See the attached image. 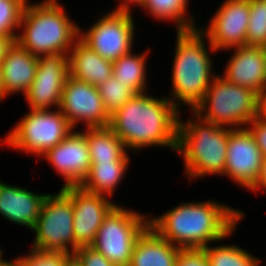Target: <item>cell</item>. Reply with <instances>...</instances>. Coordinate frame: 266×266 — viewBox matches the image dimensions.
Wrapping results in <instances>:
<instances>
[{"label": "cell", "instance_id": "cell-1", "mask_svg": "<svg viewBox=\"0 0 266 266\" xmlns=\"http://www.w3.org/2000/svg\"><path fill=\"white\" fill-rule=\"evenodd\" d=\"M242 216L241 211L217 202H190L150 219L149 223L173 245L177 243L182 249H203L209 241H221L231 235Z\"/></svg>", "mask_w": 266, "mask_h": 266}, {"label": "cell", "instance_id": "cell-2", "mask_svg": "<svg viewBox=\"0 0 266 266\" xmlns=\"http://www.w3.org/2000/svg\"><path fill=\"white\" fill-rule=\"evenodd\" d=\"M178 109L167 98L135 94L111 116L109 127L126 148L166 145L177 150Z\"/></svg>", "mask_w": 266, "mask_h": 266}, {"label": "cell", "instance_id": "cell-3", "mask_svg": "<svg viewBox=\"0 0 266 266\" xmlns=\"http://www.w3.org/2000/svg\"><path fill=\"white\" fill-rule=\"evenodd\" d=\"M17 42L34 56L67 54L79 38V27L72 23L57 0L26 4Z\"/></svg>", "mask_w": 266, "mask_h": 266}, {"label": "cell", "instance_id": "cell-4", "mask_svg": "<svg viewBox=\"0 0 266 266\" xmlns=\"http://www.w3.org/2000/svg\"><path fill=\"white\" fill-rule=\"evenodd\" d=\"M203 38V32L199 28L177 31V47L172 72L173 96L169 100L178 108L183 102L194 109L203 99L212 83L210 80L215 76L214 73L211 75L213 65L206 52ZM173 97L181 102L172 100Z\"/></svg>", "mask_w": 266, "mask_h": 266}, {"label": "cell", "instance_id": "cell-5", "mask_svg": "<svg viewBox=\"0 0 266 266\" xmlns=\"http://www.w3.org/2000/svg\"><path fill=\"white\" fill-rule=\"evenodd\" d=\"M194 116L195 122L179 120L178 124L176 151L184 157L185 172L190 179L207 174L223 175L229 128L207 122L195 113Z\"/></svg>", "mask_w": 266, "mask_h": 266}, {"label": "cell", "instance_id": "cell-6", "mask_svg": "<svg viewBox=\"0 0 266 266\" xmlns=\"http://www.w3.org/2000/svg\"><path fill=\"white\" fill-rule=\"evenodd\" d=\"M257 105L258 94L253 90L214 76L203 99L192 110L207 122L240 129L238 125L250 124L257 117Z\"/></svg>", "mask_w": 266, "mask_h": 266}, {"label": "cell", "instance_id": "cell-7", "mask_svg": "<svg viewBox=\"0 0 266 266\" xmlns=\"http://www.w3.org/2000/svg\"><path fill=\"white\" fill-rule=\"evenodd\" d=\"M150 219L115 205L104 217L90 245L115 266H129L139 236L150 226Z\"/></svg>", "mask_w": 266, "mask_h": 266}, {"label": "cell", "instance_id": "cell-8", "mask_svg": "<svg viewBox=\"0 0 266 266\" xmlns=\"http://www.w3.org/2000/svg\"><path fill=\"white\" fill-rule=\"evenodd\" d=\"M72 129L59 109H31L8 133L3 143L40 156L61 143Z\"/></svg>", "mask_w": 266, "mask_h": 266}, {"label": "cell", "instance_id": "cell-9", "mask_svg": "<svg viewBox=\"0 0 266 266\" xmlns=\"http://www.w3.org/2000/svg\"><path fill=\"white\" fill-rule=\"evenodd\" d=\"M73 217L72 198L63 188L56 195L47 194L32 228L36 233L32 248L73 254L80 247L74 236Z\"/></svg>", "mask_w": 266, "mask_h": 266}, {"label": "cell", "instance_id": "cell-10", "mask_svg": "<svg viewBox=\"0 0 266 266\" xmlns=\"http://www.w3.org/2000/svg\"><path fill=\"white\" fill-rule=\"evenodd\" d=\"M132 19L130 11H112L88 32L81 33L79 28V39L103 59L114 62L131 51L135 25Z\"/></svg>", "mask_w": 266, "mask_h": 266}, {"label": "cell", "instance_id": "cell-11", "mask_svg": "<svg viewBox=\"0 0 266 266\" xmlns=\"http://www.w3.org/2000/svg\"><path fill=\"white\" fill-rule=\"evenodd\" d=\"M59 110L70 125L83 121L87 128L108 127L111 116L107 113L97 86L71 76L64 83Z\"/></svg>", "mask_w": 266, "mask_h": 266}, {"label": "cell", "instance_id": "cell-12", "mask_svg": "<svg viewBox=\"0 0 266 266\" xmlns=\"http://www.w3.org/2000/svg\"><path fill=\"white\" fill-rule=\"evenodd\" d=\"M264 156L257 146L253 135L246 127L229 128L226 166L223 176L227 175L238 184L251 189L258 181Z\"/></svg>", "mask_w": 266, "mask_h": 266}, {"label": "cell", "instance_id": "cell-13", "mask_svg": "<svg viewBox=\"0 0 266 266\" xmlns=\"http://www.w3.org/2000/svg\"><path fill=\"white\" fill-rule=\"evenodd\" d=\"M68 76V54L39 56L34 81L25 93L30 108L43 110L54 105L59 109Z\"/></svg>", "mask_w": 266, "mask_h": 266}, {"label": "cell", "instance_id": "cell-14", "mask_svg": "<svg viewBox=\"0 0 266 266\" xmlns=\"http://www.w3.org/2000/svg\"><path fill=\"white\" fill-rule=\"evenodd\" d=\"M249 14V0H226L212 17L207 31L201 30L208 36L211 50L246 45Z\"/></svg>", "mask_w": 266, "mask_h": 266}, {"label": "cell", "instance_id": "cell-15", "mask_svg": "<svg viewBox=\"0 0 266 266\" xmlns=\"http://www.w3.org/2000/svg\"><path fill=\"white\" fill-rule=\"evenodd\" d=\"M72 198L73 229L76 243L90 246L97 236L104 217L115 206L102 194L84 190L81 186L62 187Z\"/></svg>", "mask_w": 266, "mask_h": 266}, {"label": "cell", "instance_id": "cell-16", "mask_svg": "<svg viewBox=\"0 0 266 266\" xmlns=\"http://www.w3.org/2000/svg\"><path fill=\"white\" fill-rule=\"evenodd\" d=\"M66 180L63 187L80 186L87 178L91 162L85 134L71 132L61 143L42 155Z\"/></svg>", "mask_w": 266, "mask_h": 266}, {"label": "cell", "instance_id": "cell-17", "mask_svg": "<svg viewBox=\"0 0 266 266\" xmlns=\"http://www.w3.org/2000/svg\"><path fill=\"white\" fill-rule=\"evenodd\" d=\"M224 73L225 80L250 88L259 94L266 88L263 47L248 45L237 47Z\"/></svg>", "mask_w": 266, "mask_h": 266}, {"label": "cell", "instance_id": "cell-18", "mask_svg": "<svg viewBox=\"0 0 266 266\" xmlns=\"http://www.w3.org/2000/svg\"><path fill=\"white\" fill-rule=\"evenodd\" d=\"M37 65V56L13 42L0 64L4 96L18 91L25 94L34 81Z\"/></svg>", "mask_w": 266, "mask_h": 266}, {"label": "cell", "instance_id": "cell-19", "mask_svg": "<svg viewBox=\"0 0 266 266\" xmlns=\"http://www.w3.org/2000/svg\"><path fill=\"white\" fill-rule=\"evenodd\" d=\"M46 196L0 181V214L32 230Z\"/></svg>", "mask_w": 266, "mask_h": 266}, {"label": "cell", "instance_id": "cell-20", "mask_svg": "<svg viewBox=\"0 0 266 266\" xmlns=\"http://www.w3.org/2000/svg\"><path fill=\"white\" fill-rule=\"evenodd\" d=\"M69 76L98 86L112 76L113 62L103 59L79 38L68 54Z\"/></svg>", "mask_w": 266, "mask_h": 266}, {"label": "cell", "instance_id": "cell-21", "mask_svg": "<svg viewBox=\"0 0 266 266\" xmlns=\"http://www.w3.org/2000/svg\"><path fill=\"white\" fill-rule=\"evenodd\" d=\"M181 249L165 240L149 226L139 236L129 266H176Z\"/></svg>", "mask_w": 266, "mask_h": 266}, {"label": "cell", "instance_id": "cell-22", "mask_svg": "<svg viewBox=\"0 0 266 266\" xmlns=\"http://www.w3.org/2000/svg\"><path fill=\"white\" fill-rule=\"evenodd\" d=\"M90 153V162L129 161L126 147L108 127L87 128L84 132Z\"/></svg>", "mask_w": 266, "mask_h": 266}, {"label": "cell", "instance_id": "cell-23", "mask_svg": "<svg viewBox=\"0 0 266 266\" xmlns=\"http://www.w3.org/2000/svg\"><path fill=\"white\" fill-rule=\"evenodd\" d=\"M128 164L129 161L91 162L89 174L80 186L88 192L112 196Z\"/></svg>", "mask_w": 266, "mask_h": 266}, {"label": "cell", "instance_id": "cell-24", "mask_svg": "<svg viewBox=\"0 0 266 266\" xmlns=\"http://www.w3.org/2000/svg\"><path fill=\"white\" fill-rule=\"evenodd\" d=\"M147 55L127 53L113 62L112 75L127 84L136 94L144 93L146 87L145 60Z\"/></svg>", "mask_w": 266, "mask_h": 266}, {"label": "cell", "instance_id": "cell-25", "mask_svg": "<svg viewBox=\"0 0 266 266\" xmlns=\"http://www.w3.org/2000/svg\"><path fill=\"white\" fill-rule=\"evenodd\" d=\"M187 2V0H144L141 6L152 13L154 17L176 21L178 31H189L197 29V27L193 23L194 17L189 16L188 20L185 17Z\"/></svg>", "mask_w": 266, "mask_h": 266}, {"label": "cell", "instance_id": "cell-26", "mask_svg": "<svg viewBox=\"0 0 266 266\" xmlns=\"http://www.w3.org/2000/svg\"><path fill=\"white\" fill-rule=\"evenodd\" d=\"M209 266H258L260 260L237 246L223 245L203 248Z\"/></svg>", "mask_w": 266, "mask_h": 266}, {"label": "cell", "instance_id": "cell-27", "mask_svg": "<svg viewBox=\"0 0 266 266\" xmlns=\"http://www.w3.org/2000/svg\"><path fill=\"white\" fill-rule=\"evenodd\" d=\"M97 87L105 109L110 116L136 94L127 84L116 80L114 75Z\"/></svg>", "mask_w": 266, "mask_h": 266}, {"label": "cell", "instance_id": "cell-28", "mask_svg": "<svg viewBox=\"0 0 266 266\" xmlns=\"http://www.w3.org/2000/svg\"><path fill=\"white\" fill-rule=\"evenodd\" d=\"M246 45L266 46V0H249Z\"/></svg>", "mask_w": 266, "mask_h": 266}, {"label": "cell", "instance_id": "cell-29", "mask_svg": "<svg viewBox=\"0 0 266 266\" xmlns=\"http://www.w3.org/2000/svg\"><path fill=\"white\" fill-rule=\"evenodd\" d=\"M26 4L27 0H0V36L9 37L14 42L17 40L18 32L12 30L20 28Z\"/></svg>", "mask_w": 266, "mask_h": 266}, {"label": "cell", "instance_id": "cell-30", "mask_svg": "<svg viewBox=\"0 0 266 266\" xmlns=\"http://www.w3.org/2000/svg\"><path fill=\"white\" fill-rule=\"evenodd\" d=\"M28 256L18 257L14 261L19 266H64L65 262L72 256L62 251H44L32 248Z\"/></svg>", "mask_w": 266, "mask_h": 266}, {"label": "cell", "instance_id": "cell-31", "mask_svg": "<svg viewBox=\"0 0 266 266\" xmlns=\"http://www.w3.org/2000/svg\"><path fill=\"white\" fill-rule=\"evenodd\" d=\"M72 255L81 266H115L91 246H81Z\"/></svg>", "mask_w": 266, "mask_h": 266}, {"label": "cell", "instance_id": "cell-32", "mask_svg": "<svg viewBox=\"0 0 266 266\" xmlns=\"http://www.w3.org/2000/svg\"><path fill=\"white\" fill-rule=\"evenodd\" d=\"M176 266H209L203 249H181Z\"/></svg>", "mask_w": 266, "mask_h": 266}, {"label": "cell", "instance_id": "cell-33", "mask_svg": "<svg viewBox=\"0 0 266 266\" xmlns=\"http://www.w3.org/2000/svg\"><path fill=\"white\" fill-rule=\"evenodd\" d=\"M250 123L252 127H248L247 129L253 135L263 156L266 157V121L256 117Z\"/></svg>", "mask_w": 266, "mask_h": 266}, {"label": "cell", "instance_id": "cell-34", "mask_svg": "<svg viewBox=\"0 0 266 266\" xmlns=\"http://www.w3.org/2000/svg\"><path fill=\"white\" fill-rule=\"evenodd\" d=\"M257 117L266 121V88L258 94Z\"/></svg>", "mask_w": 266, "mask_h": 266}, {"label": "cell", "instance_id": "cell-35", "mask_svg": "<svg viewBox=\"0 0 266 266\" xmlns=\"http://www.w3.org/2000/svg\"><path fill=\"white\" fill-rule=\"evenodd\" d=\"M259 188H265L266 189V157L263 159V165L261 168L260 176L258 178V181L255 183V185L250 189V191H255Z\"/></svg>", "mask_w": 266, "mask_h": 266}, {"label": "cell", "instance_id": "cell-36", "mask_svg": "<svg viewBox=\"0 0 266 266\" xmlns=\"http://www.w3.org/2000/svg\"><path fill=\"white\" fill-rule=\"evenodd\" d=\"M14 41L6 36H0V64L5 58L8 48L12 45Z\"/></svg>", "mask_w": 266, "mask_h": 266}, {"label": "cell", "instance_id": "cell-37", "mask_svg": "<svg viewBox=\"0 0 266 266\" xmlns=\"http://www.w3.org/2000/svg\"><path fill=\"white\" fill-rule=\"evenodd\" d=\"M124 1L125 2H122V4L116 8V11H130L129 10L130 7L128 6L130 3H135L141 6L144 2V0H124Z\"/></svg>", "mask_w": 266, "mask_h": 266}, {"label": "cell", "instance_id": "cell-38", "mask_svg": "<svg viewBox=\"0 0 266 266\" xmlns=\"http://www.w3.org/2000/svg\"><path fill=\"white\" fill-rule=\"evenodd\" d=\"M64 266H81L77 259L72 255L64 264Z\"/></svg>", "mask_w": 266, "mask_h": 266}, {"label": "cell", "instance_id": "cell-39", "mask_svg": "<svg viewBox=\"0 0 266 266\" xmlns=\"http://www.w3.org/2000/svg\"><path fill=\"white\" fill-rule=\"evenodd\" d=\"M0 264L2 266H19L15 261L7 262L5 260H2V257L0 258Z\"/></svg>", "mask_w": 266, "mask_h": 266}, {"label": "cell", "instance_id": "cell-40", "mask_svg": "<svg viewBox=\"0 0 266 266\" xmlns=\"http://www.w3.org/2000/svg\"><path fill=\"white\" fill-rule=\"evenodd\" d=\"M3 88H2V76H1V66H0V101L4 98Z\"/></svg>", "mask_w": 266, "mask_h": 266}, {"label": "cell", "instance_id": "cell-41", "mask_svg": "<svg viewBox=\"0 0 266 266\" xmlns=\"http://www.w3.org/2000/svg\"><path fill=\"white\" fill-rule=\"evenodd\" d=\"M263 53H264V62H265V69H266V46H263Z\"/></svg>", "mask_w": 266, "mask_h": 266}, {"label": "cell", "instance_id": "cell-42", "mask_svg": "<svg viewBox=\"0 0 266 266\" xmlns=\"http://www.w3.org/2000/svg\"><path fill=\"white\" fill-rule=\"evenodd\" d=\"M2 253H3V251H2V250H0V258L2 257Z\"/></svg>", "mask_w": 266, "mask_h": 266}]
</instances>
